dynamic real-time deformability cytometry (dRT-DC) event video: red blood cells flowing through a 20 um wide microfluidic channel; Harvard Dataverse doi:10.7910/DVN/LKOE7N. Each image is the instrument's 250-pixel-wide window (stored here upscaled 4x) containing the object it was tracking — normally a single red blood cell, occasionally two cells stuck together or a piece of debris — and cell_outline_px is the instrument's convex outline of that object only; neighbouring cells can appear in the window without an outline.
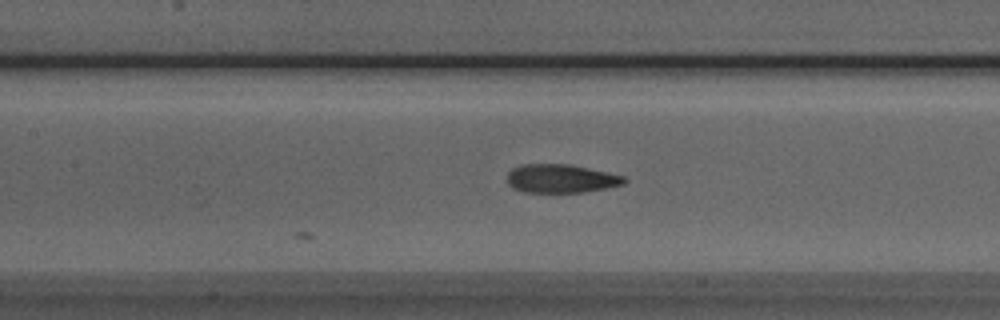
{"species": "Egyptian fruit bat (a non-hibernating species)", "species_latin": "Rousettus aegyptiacus", "temperature_condition": "room temperature", "stored_images_in_passage": 11, "camera_frame_rate_fps": 3000, "um_per_image_px": 0.085, "animal": {"sex": "male"}, "frame": {"image": 1, "passage_image": 9, "time_ms": 2.667, "image_size_px": [1000, 320], "cell_outline_px": [[628, 180], [624, 184], [584, 192], [524, 192], [512, 188], [508, 184], [508, 172], [512, 168], [520, 164], [568, 164], [624, 176]], "centroid_in_image_um": [47.64, 15.18], "position_along_channel_um": 159.8, "area_um2": 19.36}}